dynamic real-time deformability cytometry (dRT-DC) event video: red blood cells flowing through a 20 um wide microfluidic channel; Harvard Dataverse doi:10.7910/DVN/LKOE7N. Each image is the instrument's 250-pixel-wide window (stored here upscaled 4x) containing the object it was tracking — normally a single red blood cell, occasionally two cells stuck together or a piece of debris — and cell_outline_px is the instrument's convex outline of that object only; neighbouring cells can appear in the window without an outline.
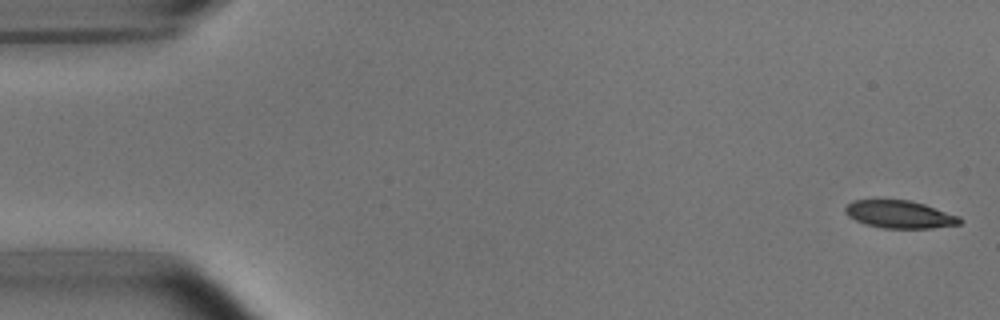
{"species": "common noctule bat (a hibernating species)", "species_latin": "Nyctalus noctula", "temperature_condition": "room temperature", "stored_images_in_passage": 16, "camera_frame_rate_fps": 3000, "um_per_image_px": 0.085, "animal": {"sex": "male", "body_mass_g": 15.6}, "frame": {"image": 1, "passage_image": 1, "time_ms": 0.0, "image_size_px": [1000, 320], "cell_outline_px": [[964, 220], [960, 224], [932, 228], [884, 228], [868, 224], [856, 220], [848, 216], [844, 212], [844, 208], [852, 200], [908, 200], [924, 204], [960, 216]], "centroid_in_image_um": [76.5, 18.22], "position_along_channel_um": 8.5, "area_um2": 18.38}}